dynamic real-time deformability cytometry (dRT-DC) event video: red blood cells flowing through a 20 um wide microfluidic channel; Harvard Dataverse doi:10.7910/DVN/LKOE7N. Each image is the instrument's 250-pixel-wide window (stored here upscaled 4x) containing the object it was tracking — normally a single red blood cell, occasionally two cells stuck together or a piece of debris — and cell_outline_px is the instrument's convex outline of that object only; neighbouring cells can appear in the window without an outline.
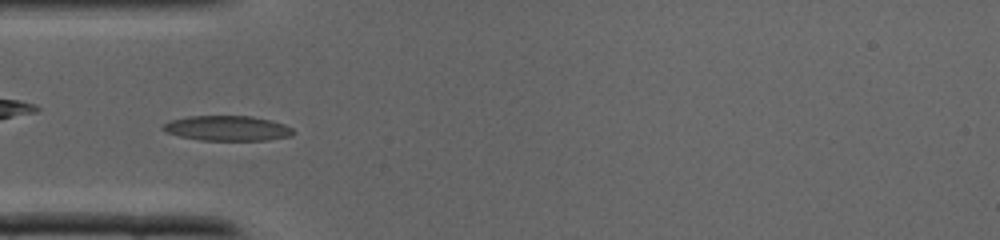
{"species": "common noctule bat (a hibernating species)", "species_latin": "Nyctalus noctula", "temperature_condition": "cold", "stored_images_in_passage": 36, "camera_frame_rate_fps": 3000, "um_per_image_px": 0.085, "animal": {"sex": "male", "body_mass_g": 19.0, "forearm_length_mm": 50.8}, "frame": {"image": 1, "passage_image": 10, "time_ms": 3.0, "image_size_px": [1000, 240], "cell_outline_px": [[296, 132], [292, 136], [268, 140], [200, 140], [180, 136], [168, 132], [160, 128], [164, 124], [172, 120], [188, 116], [252, 116], [272, 120], [284, 124], [292, 128]], "centroid_in_image_um": [19.38, 10.9], "position_along_channel_um": 65.6, "area_um2": 19.02}}
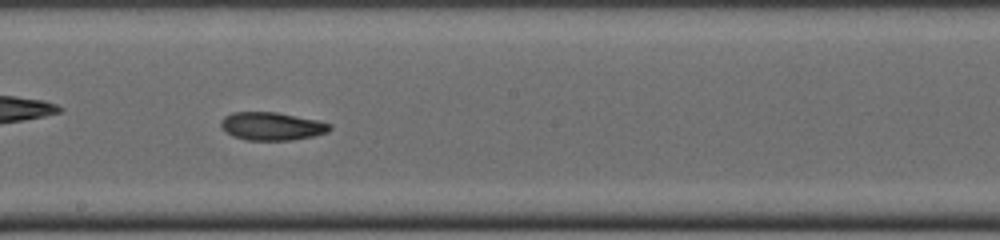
{"frame": {"image": 2, "passage_image": 19, "time_ms": 6.0, "image_size_px": [1000, 240], "cell_outline_px": [[332, 128], [328, 132], [312, 136], [292, 140], [244, 140], [232, 136], [220, 124], [220, 120], [224, 116], [232, 112], [276, 112], [316, 120], [332, 124]], "centroid_in_image_um": [23.1, 10.73], "position_along_channel_um": 225.1, "area_um2": 17.74}}
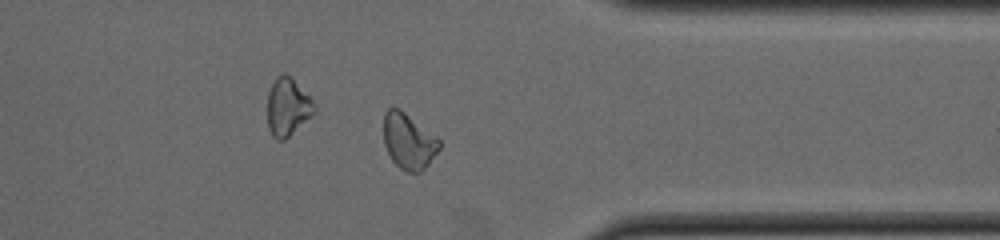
{"frame": {"image": 3, "passage_image": 28, "time_ms": 9.0, "image_size_px": [1000, 240], "cell_outline_px": [[440, 148], [428, 164], [420, 172], [408, 172], [400, 168], [392, 160], [384, 144], [384, 112], [388, 108], [400, 108], [436, 136], [440, 140]], "centroid_in_image_um": [34.72, 11.99], "position_along_channel_um": 376.7, "area_um2": 17.98}}